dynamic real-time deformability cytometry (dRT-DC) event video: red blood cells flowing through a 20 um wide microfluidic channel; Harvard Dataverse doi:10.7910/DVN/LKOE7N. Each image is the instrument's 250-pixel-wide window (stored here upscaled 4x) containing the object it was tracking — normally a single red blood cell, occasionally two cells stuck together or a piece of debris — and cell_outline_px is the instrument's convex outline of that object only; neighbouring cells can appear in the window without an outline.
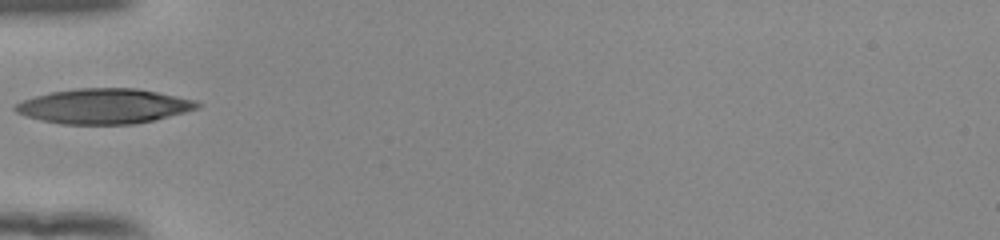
{"species": "human", "species_latin": "Homo sapiens", "temperature_condition": "room temperature", "stored_images_in_passage": 35, "camera_frame_rate_fps": 3000, "um_per_image_px": 0.085, "donor": {"sex": "female"}, "frame": {"image": 1, "passage_image": 1, "time_ms": 0.0, "image_size_px": [1000, 240], "cell_outline_px": [[204, 104], [196, 108], [184, 112], [152, 120], [132, 124], [60, 124], [28, 116], [16, 112], [12, 108], [16, 104], [24, 100], [36, 96], [52, 92], [76, 88], [136, 88], [196, 100]], "centroid_in_image_um": [8.84, 9.02], "position_along_channel_um": 76.2, "area_um2": 36.7}}
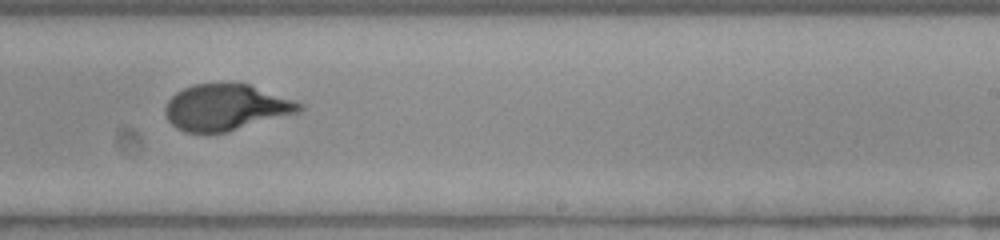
{"frame": {"image": 2, "passage_image": 16, "time_ms": 5.0, "image_size_px": [1000, 240], "cell_outline_px": [[304, 108], [300, 112], [228, 132], [184, 132], [176, 128], [168, 120], [164, 112], [164, 108], [168, 100], [176, 92], [192, 84], [248, 84], [296, 100], [304, 104]], "centroid_in_image_um": [19.22, 9.13], "position_along_channel_um": 269.8, "area_um2": 36.13}}
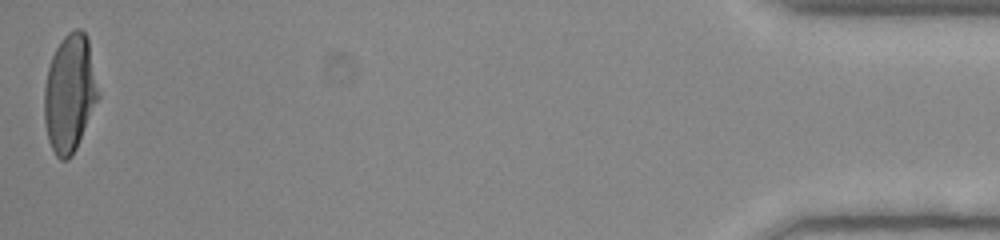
{"frame": {"image": 3, "passage_image": 35, "time_ms": 11.333, "image_size_px": [1000, 240], "cell_outline_px": [[100, 96], [76, 148], [72, 156], [68, 160], [60, 160], [56, 156], [48, 140], [44, 124], [44, 88], [48, 68], [52, 56], [60, 40], [68, 32], [76, 28], [80, 28], [88, 36]], "centroid_in_image_um": [5.93, 7.92], "position_along_channel_um": 429.3, "area_um2": 37.28}}